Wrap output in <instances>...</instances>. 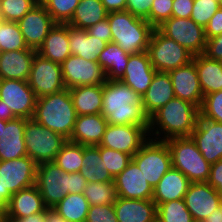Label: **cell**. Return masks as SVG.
<instances>
[{
  "label": "cell",
  "mask_w": 222,
  "mask_h": 222,
  "mask_svg": "<svg viewBox=\"0 0 222 222\" xmlns=\"http://www.w3.org/2000/svg\"><path fill=\"white\" fill-rule=\"evenodd\" d=\"M39 0H0V10L5 21H20Z\"/></svg>",
  "instance_id": "cell-42"
},
{
  "label": "cell",
  "mask_w": 222,
  "mask_h": 222,
  "mask_svg": "<svg viewBox=\"0 0 222 222\" xmlns=\"http://www.w3.org/2000/svg\"><path fill=\"white\" fill-rule=\"evenodd\" d=\"M53 209L70 222H86L89 203L83 193H69Z\"/></svg>",
  "instance_id": "cell-36"
},
{
  "label": "cell",
  "mask_w": 222,
  "mask_h": 222,
  "mask_svg": "<svg viewBox=\"0 0 222 222\" xmlns=\"http://www.w3.org/2000/svg\"><path fill=\"white\" fill-rule=\"evenodd\" d=\"M46 208L39 190L34 185L12 194L4 211L6 220L14 222L16 219L42 212Z\"/></svg>",
  "instance_id": "cell-23"
},
{
  "label": "cell",
  "mask_w": 222,
  "mask_h": 222,
  "mask_svg": "<svg viewBox=\"0 0 222 222\" xmlns=\"http://www.w3.org/2000/svg\"><path fill=\"white\" fill-rule=\"evenodd\" d=\"M2 132V120L0 119V134Z\"/></svg>",
  "instance_id": "cell-63"
},
{
  "label": "cell",
  "mask_w": 222,
  "mask_h": 222,
  "mask_svg": "<svg viewBox=\"0 0 222 222\" xmlns=\"http://www.w3.org/2000/svg\"><path fill=\"white\" fill-rule=\"evenodd\" d=\"M24 141L27 156L39 165L44 162H53L67 139L32 118L25 119Z\"/></svg>",
  "instance_id": "cell-6"
},
{
  "label": "cell",
  "mask_w": 222,
  "mask_h": 222,
  "mask_svg": "<svg viewBox=\"0 0 222 222\" xmlns=\"http://www.w3.org/2000/svg\"><path fill=\"white\" fill-rule=\"evenodd\" d=\"M37 166L29 156L0 161L2 210L6 208L12 194L35 185Z\"/></svg>",
  "instance_id": "cell-7"
},
{
  "label": "cell",
  "mask_w": 222,
  "mask_h": 222,
  "mask_svg": "<svg viewBox=\"0 0 222 222\" xmlns=\"http://www.w3.org/2000/svg\"><path fill=\"white\" fill-rule=\"evenodd\" d=\"M55 23L67 24L80 0H39Z\"/></svg>",
  "instance_id": "cell-41"
},
{
  "label": "cell",
  "mask_w": 222,
  "mask_h": 222,
  "mask_svg": "<svg viewBox=\"0 0 222 222\" xmlns=\"http://www.w3.org/2000/svg\"><path fill=\"white\" fill-rule=\"evenodd\" d=\"M36 101L28 81L0 79V105L11 110L16 118L32 119Z\"/></svg>",
  "instance_id": "cell-11"
},
{
  "label": "cell",
  "mask_w": 222,
  "mask_h": 222,
  "mask_svg": "<svg viewBox=\"0 0 222 222\" xmlns=\"http://www.w3.org/2000/svg\"><path fill=\"white\" fill-rule=\"evenodd\" d=\"M222 7L219 0H194L190 18L205 28L210 19Z\"/></svg>",
  "instance_id": "cell-44"
},
{
  "label": "cell",
  "mask_w": 222,
  "mask_h": 222,
  "mask_svg": "<svg viewBox=\"0 0 222 222\" xmlns=\"http://www.w3.org/2000/svg\"><path fill=\"white\" fill-rule=\"evenodd\" d=\"M118 197L152 200L153 187L147 182L137 164L131 160L127 167L114 177Z\"/></svg>",
  "instance_id": "cell-20"
},
{
  "label": "cell",
  "mask_w": 222,
  "mask_h": 222,
  "mask_svg": "<svg viewBox=\"0 0 222 222\" xmlns=\"http://www.w3.org/2000/svg\"><path fill=\"white\" fill-rule=\"evenodd\" d=\"M156 72L147 51L131 54L124 76L120 81L142 96L150 86Z\"/></svg>",
  "instance_id": "cell-22"
},
{
  "label": "cell",
  "mask_w": 222,
  "mask_h": 222,
  "mask_svg": "<svg viewBox=\"0 0 222 222\" xmlns=\"http://www.w3.org/2000/svg\"><path fill=\"white\" fill-rule=\"evenodd\" d=\"M148 129L139 125L107 124L98 146L124 152L132 157L149 139Z\"/></svg>",
  "instance_id": "cell-15"
},
{
  "label": "cell",
  "mask_w": 222,
  "mask_h": 222,
  "mask_svg": "<svg viewBox=\"0 0 222 222\" xmlns=\"http://www.w3.org/2000/svg\"><path fill=\"white\" fill-rule=\"evenodd\" d=\"M87 32L89 35L101 39L106 43H111L112 41L111 28L107 18L89 27Z\"/></svg>",
  "instance_id": "cell-49"
},
{
  "label": "cell",
  "mask_w": 222,
  "mask_h": 222,
  "mask_svg": "<svg viewBox=\"0 0 222 222\" xmlns=\"http://www.w3.org/2000/svg\"><path fill=\"white\" fill-rule=\"evenodd\" d=\"M83 159V145L67 140L53 162L66 173L80 172Z\"/></svg>",
  "instance_id": "cell-37"
},
{
  "label": "cell",
  "mask_w": 222,
  "mask_h": 222,
  "mask_svg": "<svg viewBox=\"0 0 222 222\" xmlns=\"http://www.w3.org/2000/svg\"><path fill=\"white\" fill-rule=\"evenodd\" d=\"M30 49L17 22L0 21V52Z\"/></svg>",
  "instance_id": "cell-39"
},
{
  "label": "cell",
  "mask_w": 222,
  "mask_h": 222,
  "mask_svg": "<svg viewBox=\"0 0 222 222\" xmlns=\"http://www.w3.org/2000/svg\"><path fill=\"white\" fill-rule=\"evenodd\" d=\"M14 222H46V209L42 212L16 219Z\"/></svg>",
  "instance_id": "cell-56"
},
{
  "label": "cell",
  "mask_w": 222,
  "mask_h": 222,
  "mask_svg": "<svg viewBox=\"0 0 222 222\" xmlns=\"http://www.w3.org/2000/svg\"><path fill=\"white\" fill-rule=\"evenodd\" d=\"M86 222H118L114 204L89 206Z\"/></svg>",
  "instance_id": "cell-47"
},
{
  "label": "cell",
  "mask_w": 222,
  "mask_h": 222,
  "mask_svg": "<svg viewBox=\"0 0 222 222\" xmlns=\"http://www.w3.org/2000/svg\"><path fill=\"white\" fill-rule=\"evenodd\" d=\"M191 137L208 163L214 164L222 159V123L208 120L199 114Z\"/></svg>",
  "instance_id": "cell-17"
},
{
  "label": "cell",
  "mask_w": 222,
  "mask_h": 222,
  "mask_svg": "<svg viewBox=\"0 0 222 222\" xmlns=\"http://www.w3.org/2000/svg\"><path fill=\"white\" fill-rule=\"evenodd\" d=\"M157 29L183 46L193 56L203 54L207 42L205 30L191 18L171 17Z\"/></svg>",
  "instance_id": "cell-10"
},
{
  "label": "cell",
  "mask_w": 222,
  "mask_h": 222,
  "mask_svg": "<svg viewBox=\"0 0 222 222\" xmlns=\"http://www.w3.org/2000/svg\"><path fill=\"white\" fill-rule=\"evenodd\" d=\"M202 222H222V203Z\"/></svg>",
  "instance_id": "cell-58"
},
{
  "label": "cell",
  "mask_w": 222,
  "mask_h": 222,
  "mask_svg": "<svg viewBox=\"0 0 222 222\" xmlns=\"http://www.w3.org/2000/svg\"><path fill=\"white\" fill-rule=\"evenodd\" d=\"M25 119L2 120L0 134V161L13 160L27 156L24 141Z\"/></svg>",
  "instance_id": "cell-21"
},
{
  "label": "cell",
  "mask_w": 222,
  "mask_h": 222,
  "mask_svg": "<svg viewBox=\"0 0 222 222\" xmlns=\"http://www.w3.org/2000/svg\"><path fill=\"white\" fill-rule=\"evenodd\" d=\"M28 84L37 98L60 92L66 87L62 78L61 64L55 63L36 52Z\"/></svg>",
  "instance_id": "cell-13"
},
{
  "label": "cell",
  "mask_w": 222,
  "mask_h": 222,
  "mask_svg": "<svg viewBox=\"0 0 222 222\" xmlns=\"http://www.w3.org/2000/svg\"><path fill=\"white\" fill-rule=\"evenodd\" d=\"M153 1L154 0H127L126 10L135 17L148 21Z\"/></svg>",
  "instance_id": "cell-48"
},
{
  "label": "cell",
  "mask_w": 222,
  "mask_h": 222,
  "mask_svg": "<svg viewBox=\"0 0 222 222\" xmlns=\"http://www.w3.org/2000/svg\"><path fill=\"white\" fill-rule=\"evenodd\" d=\"M203 95L222 90V62L200 54L193 56Z\"/></svg>",
  "instance_id": "cell-32"
},
{
  "label": "cell",
  "mask_w": 222,
  "mask_h": 222,
  "mask_svg": "<svg viewBox=\"0 0 222 222\" xmlns=\"http://www.w3.org/2000/svg\"><path fill=\"white\" fill-rule=\"evenodd\" d=\"M207 182L222 196V159L211 164Z\"/></svg>",
  "instance_id": "cell-53"
},
{
  "label": "cell",
  "mask_w": 222,
  "mask_h": 222,
  "mask_svg": "<svg viewBox=\"0 0 222 222\" xmlns=\"http://www.w3.org/2000/svg\"><path fill=\"white\" fill-rule=\"evenodd\" d=\"M112 43L128 54L147 51L154 27L145 19L135 17L127 10L108 12Z\"/></svg>",
  "instance_id": "cell-4"
},
{
  "label": "cell",
  "mask_w": 222,
  "mask_h": 222,
  "mask_svg": "<svg viewBox=\"0 0 222 222\" xmlns=\"http://www.w3.org/2000/svg\"><path fill=\"white\" fill-rule=\"evenodd\" d=\"M147 53L153 68L166 73L188 64L193 58L183 46L163 35L157 28L151 34Z\"/></svg>",
  "instance_id": "cell-9"
},
{
  "label": "cell",
  "mask_w": 222,
  "mask_h": 222,
  "mask_svg": "<svg viewBox=\"0 0 222 222\" xmlns=\"http://www.w3.org/2000/svg\"><path fill=\"white\" fill-rule=\"evenodd\" d=\"M194 222H202L222 203V196L208 182H192L184 196Z\"/></svg>",
  "instance_id": "cell-16"
},
{
  "label": "cell",
  "mask_w": 222,
  "mask_h": 222,
  "mask_svg": "<svg viewBox=\"0 0 222 222\" xmlns=\"http://www.w3.org/2000/svg\"><path fill=\"white\" fill-rule=\"evenodd\" d=\"M129 56L119 45L112 42L106 44L98 56V63L104 69L107 80L120 81L123 78Z\"/></svg>",
  "instance_id": "cell-34"
},
{
  "label": "cell",
  "mask_w": 222,
  "mask_h": 222,
  "mask_svg": "<svg viewBox=\"0 0 222 222\" xmlns=\"http://www.w3.org/2000/svg\"><path fill=\"white\" fill-rule=\"evenodd\" d=\"M35 186L45 206L53 208L69 194L70 173L60 169L54 162L41 163L37 166Z\"/></svg>",
  "instance_id": "cell-12"
},
{
  "label": "cell",
  "mask_w": 222,
  "mask_h": 222,
  "mask_svg": "<svg viewBox=\"0 0 222 222\" xmlns=\"http://www.w3.org/2000/svg\"><path fill=\"white\" fill-rule=\"evenodd\" d=\"M17 24L28 48L38 50L56 23L39 2Z\"/></svg>",
  "instance_id": "cell-18"
},
{
  "label": "cell",
  "mask_w": 222,
  "mask_h": 222,
  "mask_svg": "<svg viewBox=\"0 0 222 222\" xmlns=\"http://www.w3.org/2000/svg\"><path fill=\"white\" fill-rule=\"evenodd\" d=\"M69 92L77 115L101 113L103 85L72 87Z\"/></svg>",
  "instance_id": "cell-31"
},
{
  "label": "cell",
  "mask_w": 222,
  "mask_h": 222,
  "mask_svg": "<svg viewBox=\"0 0 222 222\" xmlns=\"http://www.w3.org/2000/svg\"><path fill=\"white\" fill-rule=\"evenodd\" d=\"M37 50L24 49L0 52V79L28 81Z\"/></svg>",
  "instance_id": "cell-25"
},
{
  "label": "cell",
  "mask_w": 222,
  "mask_h": 222,
  "mask_svg": "<svg viewBox=\"0 0 222 222\" xmlns=\"http://www.w3.org/2000/svg\"><path fill=\"white\" fill-rule=\"evenodd\" d=\"M107 15L108 11L101 0H80L71 20L67 24L87 30L97 22L107 18Z\"/></svg>",
  "instance_id": "cell-35"
},
{
  "label": "cell",
  "mask_w": 222,
  "mask_h": 222,
  "mask_svg": "<svg viewBox=\"0 0 222 222\" xmlns=\"http://www.w3.org/2000/svg\"><path fill=\"white\" fill-rule=\"evenodd\" d=\"M173 0H154L151 6L148 22L157 28L172 17Z\"/></svg>",
  "instance_id": "cell-46"
},
{
  "label": "cell",
  "mask_w": 222,
  "mask_h": 222,
  "mask_svg": "<svg viewBox=\"0 0 222 222\" xmlns=\"http://www.w3.org/2000/svg\"><path fill=\"white\" fill-rule=\"evenodd\" d=\"M113 204L118 222H157V205L153 200L118 197Z\"/></svg>",
  "instance_id": "cell-26"
},
{
  "label": "cell",
  "mask_w": 222,
  "mask_h": 222,
  "mask_svg": "<svg viewBox=\"0 0 222 222\" xmlns=\"http://www.w3.org/2000/svg\"><path fill=\"white\" fill-rule=\"evenodd\" d=\"M0 209H2V192H1V188H0Z\"/></svg>",
  "instance_id": "cell-61"
},
{
  "label": "cell",
  "mask_w": 222,
  "mask_h": 222,
  "mask_svg": "<svg viewBox=\"0 0 222 222\" xmlns=\"http://www.w3.org/2000/svg\"><path fill=\"white\" fill-rule=\"evenodd\" d=\"M189 179L178 169L171 167L153 188L152 200L156 205L184 199L190 185Z\"/></svg>",
  "instance_id": "cell-28"
},
{
  "label": "cell",
  "mask_w": 222,
  "mask_h": 222,
  "mask_svg": "<svg viewBox=\"0 0 222 222\" xmlns=\"http://www.w3.org/2000/svg\"><path fill=\"white\" fill-rule=\"evenodd\" d=\"M83 166L80 174L87 180L92 182H112L114 177L106 169L100 156V146H84L83 145Z\"/></svg>",
  "instance_id": "cell-33"
},
{
  "label": "cell",
  "mask_w": 222,
  "mask_h": 222,
  "mask_svg": "<svg viewBox=\"0 0 222 222\" xmlns=\"http://www.w3.org/2000/svg\"><path fill=\"white\" fill-rule=\"evenodd\" d=\"M108 12L124 11L127 7V0H101Z\"/></svg>",
  "instance_id": "cell-55"
},
{
  "label": "cell",
  "mask_w": 222,
  "mask_h": 222,
  "mask_svg": "<svg viewBox=\"0 0 222 222\" xmlns=\"http://www.w3.org/2000/svg\"><path fill=\"white\" fill-rule=\"evenodd\" d=\"M171 152L172 167L181 171L192 182H207L211 170L191 136L166 140Z\"/></svg>",
  "instance_id": "cell-5"
},
{
  "label": "cell",
  "mask_w": 222,
  "mask_h": 222,
  "mask_svg": "<svg viewBox=\"0 0 222 222\" xmlns=\"http://www.w3.org/2000/svg\"><path fill=\"white\" fill-rule=\"evenodd\" d=\"M157 222H194L184 199L157 205Z\"/></svg>",
  "instance_id": "cell-40"
},
{
  "label": "cell",
  "mask_w": 222,
  "mask_h": 222,
  "mask_svg": "<svg viewBox=\"0 0 222 222\" xmlns=\"http://www.w3.org/2000/svg\"><path fill=\"white\" fill-rule=\"evenodd\" d=\"M101 114L108 124L149 127L142 96L118 80H107L103 85Z\"/></svg>",
  "instance_id": "cell-1"
},
{
  "label": "cell",
  "mask_w": 222,
  "mask_h": 222,
  "mask_svg": "<svg viewBox=\"0 0 222 222\" xmlns=\"http://www.w3.org/2000/svg\"><path fill=\"white\" fill-rule=\"evenodd\" d=\"M69 89L37 98L33 119L69 140L76 122Z\"/></svg>",
  "instance_id": "cell-3"
},
{
  "label": "cell",
  "mask_w": 222,
  "mask_h": 222,
  "mask_svg": "<svg viewBox=\"0 0 222 222\" xmlns=\"http://www.w3.org/2000/svg\"><path fill=\"white\" fill-rule=\"evenodd\" d=\"M62 78L67 89L77 86L104 85L107 75L98 62L71 54L62 64Z\"/></svg>",
  "instance_id": "cell-14"
},
{
  "label": "cell",
  "mask_w": 222,
  "mask_h": 222,
  "mask_svg": "<svg viewBox=\"0 0 222 222\" xmlns=\"http://www.w3.org/2000/svg\"><path fill=\"white\" fill-rule=\"evenodd\" d=\"M168 74L172 81L175 97L188 101L200 109L204 95L194 61L171 70Z\"/></svg>",
  "instance_id": "cell-19"
},
{
  "label": "cell",
  "mask_w": 222,
  "mask_h": 222,
  "mask_svg": "<svg viewBox=\"0 0 222 222\" xmlns=\"http://www.w3.org/2000/svg\"><path fill=\"white\" fill-rule=\"evenodd\" d=\"M16 117L14 116L11 110H7L3 105H0V119L4 121L13 120Z\"/></svg>",
  "instance_id": "cell-59"
},
{
  "label": "cell",
  "mask_w": 222,
  "mask_h": 222,
  "mask_svg": "<svg viewBox=\"0 0 222 222\" xmlns=\"http://www.w3.org/2000/svg\"><path fill=\"white\" fill-rule=\"evenodd\" d=\"M199 111L203 118L222 123V90L205 95Z\"/></svg>",
  "instance_id": "cell-45"
},
{
  "label": "cell",
  "mask_w": 222,
  "mask_h": 222,
  "mask_svg": "<svg viewBox=\"0 0 222 222\" xmlns=\"http://www.w3.org/2000/svg\"><path fill=\"white\" fill-rule=\"evenodd\" d=\"M144 178L154 188L172 167L170 149L166 141L149 138L132 156Z\"/></svg>",
  "instance_id": "cell-8"
},
{
  "label": "cell",
  "mask_w": 222,
  "mask_h": 222,
  "mask_svg": "<svg viewBox=\"0 0 222 222\" xmlns=\"http://www.w3.org/2000/svg\"><path fill=\"white\" fill-rule=\"evenodd\" d=\"M83 194L87 198L89 206L113 204L118 198L114 181L87 183Z\"/></svg>",
  "instance_id": "cell-38"
},
{
  "label": "cell",
  "mask_w": 222,
  "mask_h": 222,
  "mask_svg": "<svg viewBox=\"0 0 222 222\" xmlns=\"http://www.w3.org/2000/svg\"><path fill=\"white\" fill-rule=\"evenodd\" d=\"M204 30L206 39L222 34V7L216 11Z\"/></svg>",
  "instance_id": "cell-51"
},
{
  "label": "cell",
  "mask_w": 222,
  "mask_h": 222,
  "mask_svg": "<svg viewBox=\"0 0 222 222\" xmlns=\"http://www.w3.org/2000/svg\"><path fill=\"white\" fill-rule=\"evenodd\" d=\"M70 52L87 61L98 62V56L106 46V42L88 34L86 29L68 25Z\"/></svg>",
  "instance_id": "cell-30"
},
{
  "label": "cell",
  "mask_w": 222,
  "mask_h": 222,
  "mask_svg": "<svg viewBox=\"0 0 222 222\" xmlns=\"http://www.w3.org/2000/svg\"><path fill=\"white\" fill-rule=\"evenodd\" d=\"M87 183V180L79 172L70 173L69 193L82 194Z\"/></svg>",
  "instance_id": "cell-54"
},
{
  "label": "cell",
  "mask_w": 222,
  "mask_h": 222,
  "mask_svg": "<svg viewBox=\"0 0 222 222\" xmlns=\"http://www.w3.org/2000/svg\"><path fill=\"white\" fill-rule=\"evenodd\" d=\"M173 98H175V94L169 74L156 72L147 91L142 95L144 111L150 118Z\"/></svg>",
  "instance_id": "cell-27"
},
{
  "label": "cell",
  "mask_w": 222,
  "mask_h": 222,
  "mask_svg": "<svg viewBox=\"0 0 222 222\" xmlns=\"http://www.w3.org/2000/svg\"><path fill=\"white\" fill-rule=\"evenodd\" d=\"M194 0H173L172 17L190 18Z\"/></svg>",
  "instance_id": "cell-52"
},
{
  "label": "cell",
  "mask_w": 222,
  "mask_h": 222,
  "mask_svg": "<svg viewBox=\"0 0 222 222\" xmlns=\"http://www.w3.org/2000/svg\"><path fill=\"white\" fill-rule=\"evenodd\" d=\"M1 7V6H0ZM0 21H4V18H3V15H2V12L0 10Z\"/></svg>",
  "instance_id": "cell-62"
},
{
  "label": "cell",
  "mask_w": 222,
  "mask_h": 222,
  "mask_svg": "<svg viewBox=\"0 0 222 222\" xmlns=\"http://www.w3.org/2000/svg\"><path fill=\"white\" fill-rule=\"evenodd\" d=\"M46 222H70L65 220L53 208H46Z\"/></svg>",
  "instance_id": "cell-57"
},
{
  "label": "cell",
  "mask_w": 222,
  "mask_h": 222,
  "mask_svg": "<svg viewBox=\"0 0 222 222\" xmlns=\"http://www.w3.org/2000/svg\"><path fill=\"white\" fill-rule=\"evenodd\" d=\"M203 55L222 62V34L207 39Z\"/></svg>",
  "instance_id": "cell-50"
},
{
  "label": "cell",
  "mask_w": 222,
  "mask_h": 222,
  "mask_svg": "<svg viewBox=\"0 0 222 222\" xmlns=\"http://www.w3.org/2000/svg\"><path fill=\"white\" fill-rule=\"evenodd\" d=\"M43 57L62 64L70 55L68 24L56 23L37 50Z\"/></svg>",
  "instance_id": "cell-29"
},
{
  "label": "cell",
  "mask_w": 222,
  "mask_h": 222,
  "mask_svg": "<svg viewBox=\"0 0 222 222\" xmlns=\"http://www.w3.org/2000/svg\"><path fill=\"white\" fill-rule=\"evenodd\" d=\"M199 114L196 105L175 97L149 118V138L166 141L189 137L196 127Z\"/></svg>",
  "instance_id": "cell-2"
},
{
  "label": "cell",
  "mask_w": 222,
  "mask_h": 222,
  "mask_svg": "<svg viewBox=\"0 0 222 222\" xmlns=\"http://www.w3.org/2000/svg\"><path fill=\"white\" fill-rule=\"evenodd\" d=\"M100 156L104 166L113 177L120 174L132 160L129 154L100 146Z\"/></svg>",
  "instance_id": "cell-43"
},
{
  "label": "cell",
  "mask_w": 222,
  "mask_h": 222,
  "mask_svg": "<svg viewBox=\"0 0 222 222\" xmlns=\"http://www.w3.org/2000/svg\"><path fill=\"white\" fill-rule=\"evenodd\" d=\"M5 211L0 209V222H6Z\"/></svg>",
  "instance_id": "cell-60"
},
{
  "label": "cell",
  "mask_w": 222,
  "mask_h": 222,
  "mask_svg": "<svg viewBox=\"0 0 222 222\" xmlns=\"http://www.w3.org/2000/svg\"><path fill=\"white\" fill-rule=\"evenodd\" d=\"M101 114L77 115L69 141L84 146H97L101 143L107 126Z\"/></svg>",
  "instance_id": "cell-24"
}]
</instances>
